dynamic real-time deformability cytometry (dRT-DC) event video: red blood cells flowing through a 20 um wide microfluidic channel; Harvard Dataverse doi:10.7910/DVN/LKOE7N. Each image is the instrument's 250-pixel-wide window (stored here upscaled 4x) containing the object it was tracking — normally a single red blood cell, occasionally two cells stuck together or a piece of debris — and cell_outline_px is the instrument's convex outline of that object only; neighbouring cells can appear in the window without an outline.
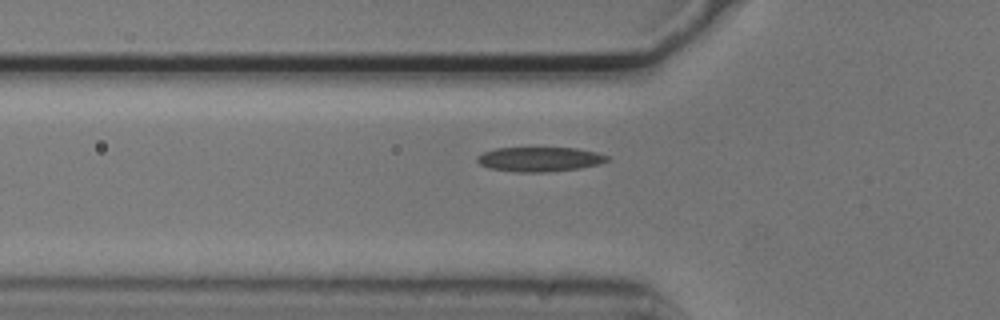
{"species": "common noctule bat (a hibernating species)", "species_latin": "Nyctalus noctula", "temperature_condition": "cold", "stored_images_in_passage": 6, "camera_frame_rate_fps": 3000, "um_per_image_px": 0.085, "animal": {"sex": "male", "body_mass_g": 20.5, "forearm_length_mm": 52.5}, "frame": {"image": 1, "passage_image": 2, "time_ms": 0.333, "image_size_px": [1000, 320], "cell_outline_px": [[612, 160], [600, 164], [580, 168], [548, 172], [516, 172], [488, 168], [480, 164], [476, 160], [476, 156], [484, 152], [496, 148], [576, 148], [596, 152], [608, 156]], "centroid_in_image_um": [45.88, 13.54], "position_along_channel_um": 79.9, "area_um2": 18.73}}
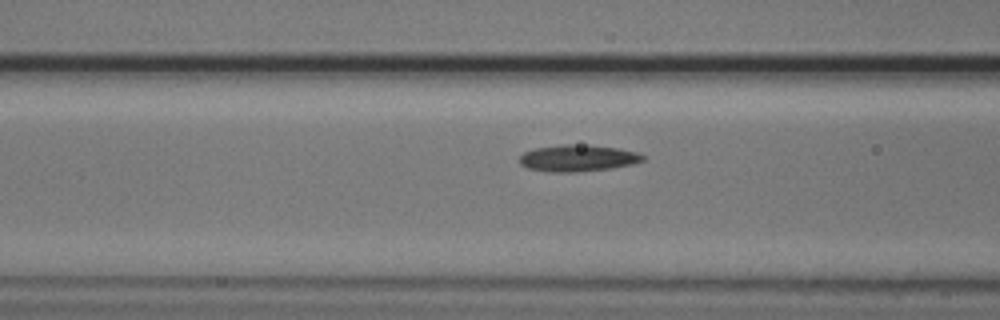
{"frame": {"image": 2, "passage_image": 5, "time_ms": 1.333, "image_size_px": [1000, 320], "cell_outline_px": [[644, 160], [632, 164], [612, 168], [576, 172], [552, 172], [528, 168], [520, 164], [520, 156], [524, 152], [536, 148], [564, 144], [572, 144], [616, 148], [636, 152], [644, 156]], "centroid_in_image_um": [49.09, 13.45], "position_along_channel_um": 117.5, "area_um2": 18.84}}